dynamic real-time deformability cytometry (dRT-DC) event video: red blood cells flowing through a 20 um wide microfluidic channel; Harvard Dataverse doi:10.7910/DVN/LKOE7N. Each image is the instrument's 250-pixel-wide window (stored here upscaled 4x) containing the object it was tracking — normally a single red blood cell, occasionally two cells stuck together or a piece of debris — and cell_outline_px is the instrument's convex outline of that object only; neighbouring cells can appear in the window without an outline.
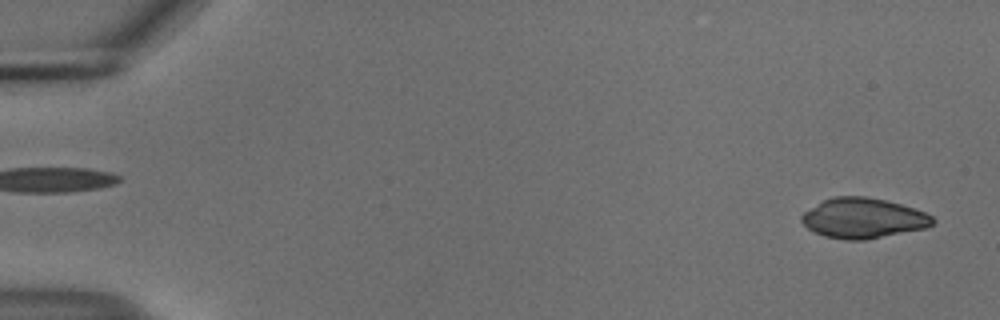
{"species": "common noctule bat (a hibernating species)", "species_latin": "Nyctalus noctula", "temperature_condition": "cold", "stored_images_in_passage": 54, "camera_frame_rate_fps": 3000, "um_per_image_px": 0.085, "animal": {"sex": "male", "body_mass_g": 18.8}, "frame": {"image": 1, "passage_image": 2, "time_ms": 0.333, "image_size_px": [1000, 320], "cell_outline_px": [[936, 220], [928, 228], [864, 240], [844, 240], [824, 236], [808, 228], [800, 220], [800, 216], [804, 212], [824, 200], [836, 196], [868, 196], [900, 204], [924, 212], [932, 216]], "centroid_in_image_um": [73.38, 18.55], "position_along_channel_um": 11.6, "area_um2": 30.58}}
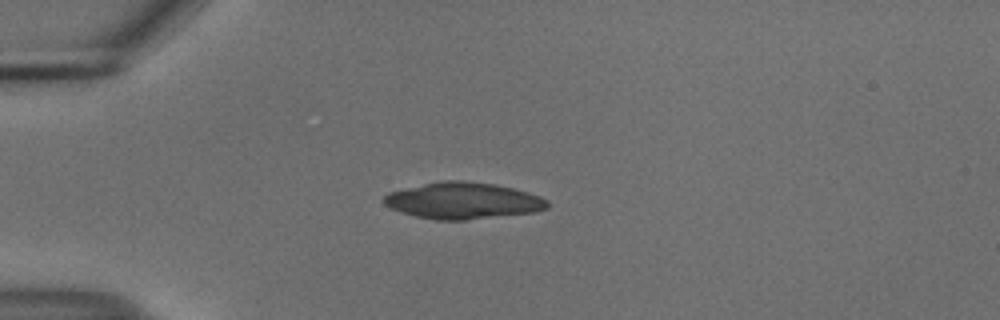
{"frame": {"image": 2, "passage_image": 14, "time_ms": 4.333, "image_size_px": [1000, 320], "cell_outline_px": [[548, 208], [536, 212], [468, 220], [436, 220], [416, 216], [400, 212], [384, 204], [384, 196], [388, 192], [424, 184], [444, 180], [464, 180], [492, 184], [512, 188], [528, 192], [540, 196], [548, 200]], "centroid_in_image_um": [39.38, 17.07], "position_along_channel_um": 45.6, "area_um2": 34.74}}